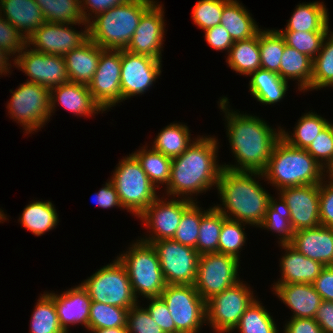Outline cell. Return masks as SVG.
I'll use <instances>...</instances> for the list:
<instances>
[{
	"instance_id": "cell-22",
	"label": "cell",
	"mask_w": 333,
	"mask_h": 333,
	"mask_svg": "<svg viewBox=\"0 0 333 333\" xmlns=\"http://www.w3.org/2000/svg\"><path fill=\"white\" fill-rule=\"evenodd\" d=\"M59 104L77 117L90 118L104 113L94 101L88 86L76 82L69 81L50 90V117L54 115Z\"/></svg>"
},
{
	"instance_id": "cell-42",
	"label": "cell",
	"mask_w": 333,
	"mask_h": 333,
	"mask_svg": "<svg viewBox=\"0 0 333 333\" xmlns=\"http://www.w3.org/2000/svg\"><path fill=\"white\" fill-rule=\"evenodd\" d=\"M326 87L333 88V31L326 35L312 65L311 91Z\"/></svg>"
},
{
	"instance_id": "cell-31",
	"label": "cell",
	"mask_w": 333,
	"mask_h": 333,
	"mask_svg": "<svg viewBox=\"0 0 333 333\" xmlns=\"http://www.w3.org/2000/svg\"><path fill=\"white\" fill-rule=\"evenodd\" d=\"M59 214L50 200H32L24 207L19 215L18 222L21 227L29 230L35 236L45 235L46 232L57 228Z\"/></svg>"
},
{
	"instance_id": "cell-50",
	"label": "cell",
	"mask_w": 333,
	"mask_h": 333,
	"mask_svg": "<svg viewBox=\"0 0 333 333\" xmlns=\"http://www.w3.org/2000/svg\"><path fill=\"white\" fill-rule=\"evenodd\" d=\"M140 304L138 302L128 309L126 321L128 333H164L147 309Z\"/></svg>"
},
{
	"instance_id": "cell-19",
	"label": "cell",
	"mask_w": 333,
	"mask_h": 333,
	"mask_svg": "<svg viewBox=\"0 0 333 333\" xmlns=\"http://www.w3.org/2000/svg\"><path fill=\"white\" fill-rule=\"evenodd\" d=\"M164 4L155 2L142 16L126 51L162 60L166 28ZM166 30V31H165Z\"/></svg>"
},
{
	"instance_id": "cell-2",
	"label": "cell",
	"mask_w": 333,
	"mask_h": 333,
	"mask_svg": "<svg viewBox=\"0 0 333 333\" xmlns=\"http://www.w3.org/2000/svg\"><path fill=\"white\" fill-rule=\"evenodd\" d=\"M219 144L215 135L195 137L180 156L172 159L170 179L164 193L161 194L196 202L197 195L206 194L214 188L216 190L223 168L218 160Z\"/></svg>"
},
{
	"instance_id": "cell-18",
	"label": "cell",
	"mask_w": 333,
	"mask_h": 333,
	"mask_svg": "<svg viewBox=\"0 0 333 333\" xmlns=\"http://www.w3.org/2000/svg\"><path fill=\"white\" fill-rule=\"evenodd\" d=\"M121 50L104 49L98 67L88 84L94 101L106 111L121 104Z\"/></svg>"
},
{
	"instance_id": "cell-43",
	"label": "cell",
	"mask_w": 333,
	"mask_h": 333,
	"mask_svg": "<svg viewBox=\"0 0 333 333\" xmlns=\"http://www.w3.org/2000/svg\"><path fill=\"white\" fill-rule=\"evenodd\" d=\"M227 218L214 206L202 216L197 239L198 253L218 252L222 224Z\"/></svg>"
},
{
	"instance_id": "cell-35",
	"label": "cell",
	"mask_w": 333,
	"mask_h": 333,
	"mask_svg": "<svg viewBox=\"0 0 333 333\" xmlns=\"http://www.w3.org/2000/svg\"><path fill=\"white\" fill-rule=\"evenodd\" d=\"M276 196H270L266 215L258 228L271 231L276 234L278 245L290 243L295 231L290 222V210L286 201L277 192ZM276 197V198H275ZM274 232V233H273ZM278 234V235H277Z\"/></svg>"
},
{
	"instance_id": "cell-7",
	"label": "cell",
	"mask_w": 333,
	"mask_h": 333,
	"mask_svg": "<svg viewBox=\"0 0 333 333\" xmlns=\"http://www.w3.org/2000/svg\"><path fill=\"white\" fill-rule=\"evenodd\" d=\"M110 179L116 187L120 202L137 219L161 194L149 180L137 159L129 153L120 159Z\"/></svg>"
},
{
	"instance_id": "cell-49",
	"label": "cell",
	"mask_w": 333,
	"mask_h": 333,
	"mask_svg": "<svg viewBox=\"0 0 333 333\" xmlns=\"http://www.w3.org/2000/svg\"><path fill=\"white\" fill-rule=\"evenodd\" d=\"M306 151L326 170H333V130L328 124L313 140Z\"/></svg>"
},
{
	"instance_id": "cell-56",
	"label": "cell",
	"mask_w": 333,
	"mask_h": 333,
	"mask_svg": "<svg viewBox=\"0 0 333 333\" xmlns=\"http://www.w3.org/2000/svg\"><path fill=\"white\" fill-rule=\"evenodd\" d=\"M128 1L130 0H80L83 19L89 23L98 14Z\"/></svg>"
},
{
	"instance_id": "cell-30",
	"label": "cell",
	"mask_w": 333,
	"mask_h": 333,
	"mask_svg": "<svg viewBox=\"0 0 333 333\" xmlns=\"http://www.w3.org/2000/svg\"><path fill=\"white\" fill-rule=\"evenodd\" d=\"M220 24L233 41L254 37L262 28L239 0H230L223 8Z\"/></svg>"
},
{
	"instance_id": "cell-47",
	"label": "cell",
	"mask_w": 333,
	"mask_h": 333,
	"mask_svg": "<svg viewBox=\"0 0 333 333\" xmlns=\"http://www.w3.org/2000/svg\"><path fill=\"white\" fill-rule=\"evenodd\" d=\"M286 45L310 57L318 55L328 32L279 31Z\"/></svg>"
},
{
	"instance_id": "cell-14",
	"label": "cell",
	"mask_w": 333,
	"mask_h": 333,
	"mask_svg": "<svg viewBox=\"0 0 333 333\" xmlns=\"http://www.w3.org/2000/svg\"><path fill=\"white\" fill-rule=\"evenodd\" d=\"M167 285H194L200 254L173 239L153 241Z\"/></svg>"
},
{
	"instance_id": "cell-10",
	"label": "cell",
	"mask_w": 333,
	"mask_h": 333,
	"mask_svg": "<svg viewBox=\"0 0 333 333\" xmlns=\"http://www.w3.org/2000/svg\"><path fill=\"white\" fill-rule=\"evenodd\" d=\"M245 283L240 280L206 301V325L213 333L234 332L245 310L257 298L250 284Z\"/></svg>"
},
{
	"instance_id": "cell-6",
	"label": "cell",
	"mask_w": 333,
	"mask_h": 333,
	"mask_svg": "<svg viewBox=\"0 0 333 333\" xmlns=\"http://www.w3.org/2000/svg\"><path fill=\"white\" fill-rule=\"evenodd\" d=\"M125 267L136 299L160 297L167 286L155 248L150 243L133 240L117 255ZM142 296V297H141ZM141 297L142 299H138Z\"/></svg>"
},
{
	"instance_id": "cell-28",
	"label": "cell",
	"mask_w": 333,
	"mask_h": 333,
	"mask_svg": "<svg viewBox=\"0 0 333 333\" xmlns=\"http://www.w3.org/2000/svg\"><path fill=\"white\" fill-rule=\"evenodd\" d=\"M329 12L324 2H302L296 5L286 27L278 31L329 32Z\"/></svg>"
},
{
	"instance_id": "cell-26",
	"label": "cell",
	"mask_w": 333,
	"mask_h": 333,
	"mask_svg": "<svg viewBox=\"0 0 333 333\" xmlns=\"http://www.w3.org/2000/svg\"><path fill=\"white\" fill-rule=\"evenodd\" d=\"M104 49L89 38L78 48L64 55L69 81L87 85L95 74Z\"/></svg>"
},
{
	"instance_id": "cell-23",
	"label": "cell",
	"mask_w": 333,
	"mask_h": 333,
	"mask_svg": "<svg viewBox=\"0 0 333 333\" xmlns=\"http://www.w3.org/2000/svg\"><path fill=\"white\" fill-rule=\"evenodd\" d=\"M278 246L281 251L284 250L282 252L283 255L279 259V272L281 276L272 285L291 283L312 284L325 267L322 263L301 254L290 243Z\"/></svg>"
},
{
	"instance_id": "cell-40",
	"label": "cell",
	"mask_w": 333,
	"mask_h": 333,
	"mask_svg": "<svg viewBox=\"0 0 333 333\" xmlns=\"http://www.w3.org/2000/svg\"><path fill=\"white\" fill-rule=\"evenodd\" d=\"M30 333H65L59 324L54 300L40 293L30 317Z\"/></svg>"
},
{
	"instance_id": "cell-34",
	"label": "cell",
	"mask_w": 333,
	"mask_h": 333,
	"mask_svg": "<svg viewBox=\"0 0 333 333\" xmlns=\"http://www.w3.org/2000/svg\"><path fill=\"white\" fill-rule=\"evenodd\" d=\"M190 131L187 123L171 122L158 132L151 147L171 159L178 157L195 140Z\"/></svg>"
},
{
	"instance_id": "cell-9",
	"label": "cell",
	"mask_w": 333,
	"mask_h": 333,
	"mask_svg": "<svg viewBox=\"0 0 333 333\" xmlns=\"http://www.w3.org/2000/svg\"><path fill=\"white\" fill-rule=\"evenodd\" d=\"M80 284L92 301L127 309L139 302L132 291L128 273L117 257Z\"/></svg>"
},
{
	"instance_id": "cell-5",
	"label": "cell",
	"mask_w": 333,
	"mask_h": 333,
	"mask_svg": "<svg viewBox=\"0 0 333 333\" xmlns=\"http://www.w3.org/2000/svg\"><path fill=\"white\" fill-rule=\"evenodd\" d=\"M156 0H130L98 14L88 23L89 39L103 49L125 50L141 16Z\"/></svg>"
},
{
	"instance_id": "cell-3",
	"label": "cell",
	"mask_w": 333,
	"mask_h": 333,
	"mask_svg": "<svg viewBox=\"0 0 333 333\" xmlns=\"http://www.w3.org/2000/svg\"><path fill=\"white\" fill-rule=\"evenodd\" d=\"M260 179V180H259ZM263 173L222 168L217 183L220 204H213L227 219L258 228L262 223L271 194L262 183Z\"/></svg>"
},
{
	"instance_id": "cell-46",
	"label": "cell",
	"mask_w": 333,
	"mask_h": 333,
	"mask_svg": "<svg viewBox=\"0 0 333 333\" xmlns=\"http://www.w3.org/2000/svg\"><path fill=\"white\" fill-rule=\"evenodd\" d=\"M248 224L226 219L222 224V229L219 237L218 253L226 254L237 258H241V251L246 243L247 233L245 229Z\"/></svg>"
},
{
	"instance_id": "cell-27",
	"label": "cell",
	"mask_w": 333,
	"mask_h": 333,
	"mask_svg": "<svg viewBox=\"0 0 333 333\" xmlns=\"http://www.w3.org/2000/svg\"><path fill=\"white\" fill-rule=\"evenodd\" d=\"M0 14L26 39L46 22L34 0H0Z\"/></svg>"
},
{
	"instance_id": "cell-20",
	"label": "cell",
	"mask_w": 333,
	"mask_h": 333,
	"mask_svg": "<svg viewBox=\"0 0 333 333\" xmlns=\"http://www.w3.org/2000/svg\"><path fill=\"white\" fill-rule=\"evenodd\" d=\"M320 184L283 188L278 191L290 210L294 231L316 228L320 223Z\"/></svg>"
},
{
	"instance_id": "cell-51",
	"label": "cell",
	"mask_w": 333,
	"mask_h": 333,
	"mask_svg": "<svg viewBox=\"0 0 333 333\" xmlns=\"http://www.w3.org/2000/svg\"><path fill=\"white\" fill-rule=\"evenodd\" d=\"M26 45V37L0 14V48L14 60Z\"/></svg>"
},
{
	"instance_id": "cell-52",
	"label": "cell",
	"mask_w": 333,
	"mask_h": 333,
	"mask_svg": "<svg viewBox=\"0 0 333 333\" xmlns=\"http://www.w3.org/2000/svg\"><path fill=\"white\" fill-rule=\"evenodd\" d=\"M319 204L321 226L333 227V174L327 173L320 183Z\"/></svg>"
},
{
	"instance_id": "cell-36",
	"label": "cell",
	"mask_w": 333,
	"mask_h": 333,
	"mask_svg": "<svg viewBox=\"0 0 333 333\" xmlns=\"http://www.w3.org/2000/svg\"><path fill=\"white\" fill-rule=\"evenodd\" d=\"M328 124L329 120L321 114L318 115L312 110L306 111L296 122L293 132L286 131V128L281 126V138L292 147L307 149Z\"/></svg>"
},
{
	"instance_id": "cell-8",
	"label": "cell",
	"mask_w": 333,
	"mask_h": 333,
	"mask_svg": "<svg viewBox=\"0 0 333 333\" xmlns=\"http://www.w3.org/2000/svg\"><path fill=\"white\" fill-rule=\"evenodd\" d=\"M6 103L9 118L23 128L26 135L34 134L50 122V90L42 85L23 82L15 90H9ZM45 125V126H44Z\"/></svg>"
},
{
	"instance_id": "cell-44",
	"label": "cell",
	"mask_w": 333,
	"mask_h": 333,
	"mask_svg": "<svg viewBox=\"0 0 333 333\" xmlns=\"http://www.w3.org/2000/svg\"><path fill=\"white\" fill-rule=\"evenodd\" d=\"M199 201H194L183 213L180 224L177 228L173 240L197 250V239L202 216L212 207L205 210L199 205Z\"/></svg>"
},
{
	"instance_id": "cell-32",
	"label": "cell",
	"mask_w": 333,
	"mask_h": 333,
	"mask_svg": "<svg viewBox=\"0 0 333 333\" xmlns=\"http://www.w3.org/2000/svg\"><path fill=\"white\" fill-rule=\"evenodd\" d=\"M312 65L310 57L285 44L279 75L287 82L295 81L297 91L311 92Z\"/></svg>"
},
{
	"instance_id": "cell-33",
	"label": "cell",
	"mask_w": 333,
	"mask_h": 333,
	"mask_svg": "<svg viewBox=\"0 0 333 333\" xmlns=\"http://www.w3.org/2000/svg\"><path fill=\"white\" fill-rule=\"evenodd\" d=\"M226 58L229 68L246 78L261 68L259 32L246 40L234 41Z\"/></svg>"
},
{
	"instance_id": "cell-11",
	"label": "cell",
	"mask_w": 333,
	"mask_h": 333,
	"mask_svg": "<svg viewBox=\"0 0 333 333\" xmlns=\"http://www.w3.org/2000/svg\"><path fill=\"white\" fill-rule=\"evenodd\" d=\"M160 297L167 304L179 333H200L206 326V301L194 285H167Z\"/></svg>"
},
{
	"instance_id": "cell-13",
	"label": "cell",
	"mask_w": 333,
	"mask_h": 333,
	"mask_svg": "<svg viewBox=\"0 0 333 333\" xmlns=\"http://www.w3.org/2000/svg\"><path fill=\"white\" fill-rule=\"evenodd\" d=\"M193 202L185 198L159 196L139 215L147 234L144 232L143 237L141 235L138 238L150 244L162 239H173L184 211Z\"/></svg>"
},
{
	"instance_id": "cell-55",
	"label": "cell",
	"mask_w": 333,
	"mask_h": 333,
	"mask_svg": "<svg viewBox=\"0 0 333 333\" xmlns=\"http://www.w3.org/2000/svg\"><path fill=\"white\" fill-rule=\"evenodd\" d=\"M108 179L102 188L92 195V202L103 209L117 207L120 210H125L120 202L115 185L110 178Z\"/></svg>"
},
{
	"instance_id": "cell-24",
	"label": "cell",
	"mask_w": 333,
	"mask_h": 333,
	"mask_svg": "<svg viewBox=\"0 0 333 333\" xmlns=\"http://www.w3.org/2000/svg\"><path fill=\"white\" fill-rule=\"evenodd\" d=\"M271 286L272 294L291 310L292 315L289 318L314 319L323 300L312 284L291 283Z\"/></svg>"
},
{
	"instance_id": "cell-39",
	"label": "cell",
	"mask_w": 333,
	"mask_h": 333,
	"mask_svg": "<svg viewBox=\"0 0 333 333\" xmlns=\"http://www.w3.org/2000/svg\"><path fill=\"white\" fill-rule=\"evenodd\" d=\"M49 23L82 24L80 0H34Z\"/></svg>"
},
{
	"instance_id": "cell-37",
	"label": "cell",
	"mask_w": 333,
	"mask_h": 333,
	"mask_svg": "<svg viewBox=\"0 0 333 333\" xmlns=\"http://www.w3.org/2000/svg\"><path fill=\"white\" fill-rule=\"evenodd\" d=\"M147 144L138 148V150L136 149L131 154L140 163L141 168L156 188L162 189L163 187L164 189V187H167L170 179L172 159Z\"/></svg>"
},
{
	"instance_id": "cell-41",
	"label": "cell",
	"mask_w": 333,
	"mask_h": 333,
	"mask_svg": "<svg viewBox=\"0 0 333 333\" xmlns=\"http://www.w3.org/2000/svg\"><path fill=\"white\" fill-rule=\"evenodd\" d=\"M284 37L275 29H261L259 31V49L261 68L279 75L282 55L285 48Z\"/></svg>"
},
{
	"instance_id": "cell-25",
	"label": "cell",
	"mask_w": 333,
	"mask_h": 333,
	"mask_svg": "<svg viewBox=\"0 0 333 333\" xmlns=\"http://www.w3.org/2000/svg\"><path fill=\"white\" fill-rule=\"evenodd\" d=\"M290 244L304 256L333 266V227L320 225L295 231Z\"/></svg>"
},
{
	"instance_id": "cell-1",
	"label": "cell",
	"mask_w": 333,
	"mask_h": 333,
	"mask_svg": "<svg viewBox=\"0 0 333 333\" xmlns=\"http://www.w3.org/2000/svg\"><path fill=\"white\" fill-rule=\"evenodd\" d=\"M230 99L220 97L218 107L224 115L226 137L234 156V165L222 163L233 171L262 173L272 155L273 148L281 138V125L277 128L260 116L231 109ZM241 112V113H240Z\"/></svg>"
},
{
	"instance_id": "cell-62",
	"label": "cell",
	"mask_w": 333,
	"mask_h": 333,
	"mask_svg": "<svg viewBox=\"0 0 333 333\" xmlns=\"http://www.w3.org/2000/svg\"><path fill=\"white\" fill-rule=\"evenodd\" d=\"M7 220H9L7 214L0 208V223H4Z\"/></svg>"
},
{
	"instance_id": "cell-60",
	"label": "cell",
	"mask_w": 333,
	"mask_h": 333,
	"mask_svg": "<svg viewBox=\"0 0 333 333\" xmlns=\"http://www.w3.org/2000/svg\"><path fill=\"white\" fill-rule=\"evenodd\" d=\"M12 57L5 52L2 48H0V75H12V67H14V60L11 59ZM11 59V60H10Z\"/></svg>"
},
{
	"instance_id": "cell-63",
	"label": "cell",
	"mask_w": 333,
	"mask_h": 333,
	"mask_svg": "<svg viewBox=\"0 0 333 333\" xmlns=\"http://www.w3.org/2000/svg\"><path fill=\"white\" fill-rule=\"evenodd\" d=\"M329 124H330V126H331V128H332V130H333V122H330V121H329Z\"/></svg>"
},
{
	"instance_id": "cell-16",
	"label": "cell",
	"mask_w": 333,
	"mask_h": 333,
	"mask_svg": "<svg viewBox=\"0 0 333 333\" xmlns=\"http://www.w3.org/2000/svg\"><path fill=\"white\" fill-rule=\"evenodd\" d=\"M13 63L14 68L28 76L26 82L42 85L49 90L69 82L64 56L44 54L26 45Z\"/></svg>"
},
{
	"instance_id": "cell-21",
	"label": "cell",
	"mask_w": 333,
	"mask_h": 333,
	"mask_svg": "<svg viewBox=\"0 0 333 333\" xmlns=\"http://www.w3.org/2000/svg\"><path fill=\"white\" fill-rule=\"evenodd\" d=\"M53 300L56 307L59 324L65 333L70 326L81 325L88 331L89 311L92 300L81 284L61 291H45Z\"/></svg>"
},
{
	"instance_id": "cell-54",
	"label": "cell",
	"mask_w": 333,
	"mask_h": 333,
	"mask_svg": "<svg viewBox=\"0 0 333 333\" xmlns=\"http://www.w3.org/2000/svg\"><path fill=\"white\" fill-rule=\"evenodd\" d=\"M206 43L216 51H225L226 56L234 44L228 31L221 25L214 26L204 31Z\"/></svg>"
},
{
	"instance_id": "cell-45",
	"label": "cell",
	"mask_w": 333,
	"mask_h": 333,
	"mask_svg": "<svg viewBox=\"0 0 333 333\" xmlns=\"http://www.w3.org/2000/svg\"><path fill=\"white\" fill-rule=\"evenodd\" d=\"M127 313V308L92 301L88 330L126 327Z\"/></svg>"
},
{
	"instance_id": "cell-12",
	"label": "cell",
	"mask_w": 333,
	"mask_h": 333,
	"mask_svg": "<svg viewBox=\"0 0 333 333\" xmlns=\"http://www.w3.org/2000/svg\"><path fill=\"white\" fill-rule=\"evenodd\" d=\"M240 269V261L233 256L218 252L201 254L194 286L207 301L237 284L241 280Z\"/></svg>"
},
{
	"instance_id": "cell-53",
	"label": "cell",
	"mask_w": 333,
	"mask_h": 333,
	"mask_svg": "<svg viewBox=\"0 0 333 333\" xmlns=\"http://www.w3.org/2000/svg\"><path fill=\"white\" fill-rule=\"evenodd\" d=\"M145 308L151 318L159 325L164 333H179L171 317L167 304L161 297L146 298Z\"/></svg>"
},
{
	"instance_id": "cell-58",
	"label": "cell",
	"mask_w": 333,
	"mask_h": 333,
	"mask_svg": "<svg viewBox=\"0 0 333 333\" xmlns=\"http://www.w3.org/2000/svg\"><path fill=\"white\" fill-rule=\"evenodd\" d=\"M312 285L323 301H333V266H325Z\"/></svg>"
},
{
	"instance_id": "cell-48",
	"label": "cell",
	"mask_w": 333,
	"mask_h": 333,
	"mask_svg": "<svg viewBox=\"0 0 333 333\" xmlns=\"http://www.w3.org/2000/svg\"><path fill=\"white\" fill-rule=\"evenodd\" d=\"M230 0H199L192 10L193 23L203 31L217 26L221 22L224 6Z\"/></svg>"
},
{
	"instance_id": "cell-38",
	"label": "cell",
	"mask_w": 333,
	"mask_h": 333,
	"mask_svg": "<svg viewBox=\"0 0 333 333\" xmlns=\"http://www.w3.org/2000/svg\"><path fill=\"white\" fill-rule=\"evenodd\" d=\"M261 302L257 297L249 305L234 330L240 333H279L275 318Z\"/></svg>"
},
{
	"instance_id": "cell-15",
	"label": "cell",
	"mask_w": 333,
	"mask_h": 333,
	"mask_svg": "<svg viewBox=\"0 0 333 333\" xmlns=\"http://www.w3.org/2000/svg\"><path fill=\"white\" fill-rule=\"evenodd\" d=\"M162 61L121 50V102L152 89L162 74Z\"/></svg>"
},
{
	"instance_id": "cell-17",
	"label": "cell",
	"mask_w": 333,
	"mask_h": 333,
	"mask_svg": "<svg viewBox=\"0 0 333 333\" xmlns=\"http://www.w3.org/2000/svg\"><path fill=\"white\" fill-rule=\"evenodd\" d=\"M76 25L82 30H76ZM75 26V27H74ZM74 27V28H73ZM89 38L88 23L65 24L45 22L29 38L27 45L35 51L64 56L66 53L78 48Z\"/></svg>"
},
{
	"instance_id": "cell-61",
	"label": "cell",
	"mask_w": 333,
	"mask_h": 333,
	"mask_svg": "<svg viewBox=\"0 0 333 333\" xmlns=\"http://www.w3.org/2000/svg\"><path fill=\"white\" fill-rule=\"evenodd\" d=\"M89 333H128L127 327H114V328H103L88 330Z\"/></svg>"
},
{
	"instance_id": "cell-29",
	"label": "cell",
	"mask_w": 333,
	"mask_h": 333,
	"mask_svg": "<svg viewBox=\"0 0 333 333\" xmlns=\"http://www.w3.org/2000/svg\"><path fill=\"white\" fill-rule=\"evenodd\" d=\"M250 95L262 105H275L282 101L289 90V83L275 72L258 69L249 75Z\"/></svg>"
},
{
	"instance_id": "cell-57",
	"label": "cell",
	"mask_w": 333,
	"mask_h": 333,
	"mask_svg": "<svg viewBox=\"0 0 333 333\" xmlns=\"http://www.w3.org/2000/svg\"><path fill=\"white\" fill-rule=\"evenodd\" d=\"M284 322L282 333H324L312 318H289Z\"/></svg>"
},
{
	"instance_id": "cell-4",
	"label": "cell",
	"mask_w": 333,
	"mask_h": 333,
	"mask_svg": "<svg viewBox=\"0 0 333 333\" xmlns=\"http://www.w3.org/2000/svg\"><path fill=\"white\" fill-rule=\"evenodd\" d=\"M262 173L267 184L275 187V193L287 187L320 184L327 174L306 149L292 147L282 138Z\"/></svg>"
},
{
	"instance_id": "cell-59",
	"label": "cell",
	"mask_w": 333,
	"mask_h": 333,
	"mask_svg": "<svg viewBox=\"0 0 333 333\" xmlns=\"http://www.w3.org/2000/svg\"><path fill=\"white\" fill-rule=\"evenodd\" d=\"M314 320L324 333H333V301H322Z\"/></svg>"
}]
</instances>
